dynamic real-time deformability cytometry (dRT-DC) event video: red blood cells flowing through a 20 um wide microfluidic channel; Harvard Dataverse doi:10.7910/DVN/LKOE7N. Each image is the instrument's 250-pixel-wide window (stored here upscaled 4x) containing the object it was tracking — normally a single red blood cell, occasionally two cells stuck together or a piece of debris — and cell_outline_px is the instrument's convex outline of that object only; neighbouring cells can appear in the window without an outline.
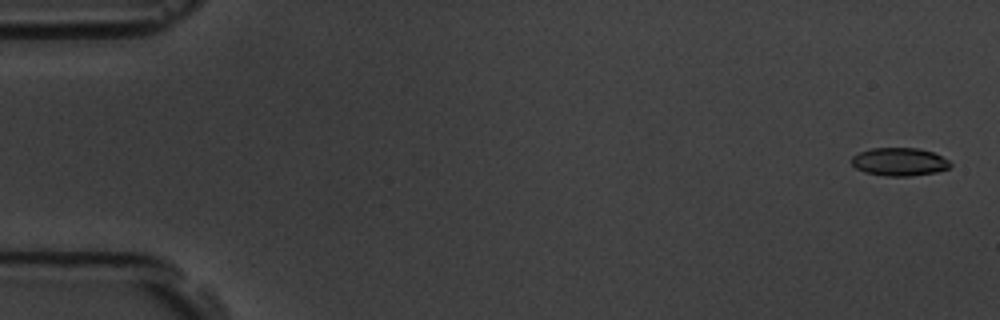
{"species": "common noctule bat (a hibernating species)", "species_latin": "Nyctalus noctula", "temperature_condition": "room temperature", "stored_images_in_passage": 5, "camera_frame_rate_fps": 3000, "um_per_image_px": 0.085, "animal": {"sex": "male", "body_mass_g": 19.5, "forearm_length_mm": 54.6}, "frame": {"image": 1, "passage_image": 1, "time_ms": 0.0, "image_size_px": [1000, 320], "cell_outline_px": [[952, 164], [948, 168], [936, 172], [908, 176], [888, 176], [864, 172], [856, 168], [852, 164], [852, 156], [860, 152], [872, 148], [920, 148], [932, 152], [948, 160]], "centroid_in_image_um": [76.44, 13.75], "position_along_channel_um": 8.6, "area_um2": 16.01}}
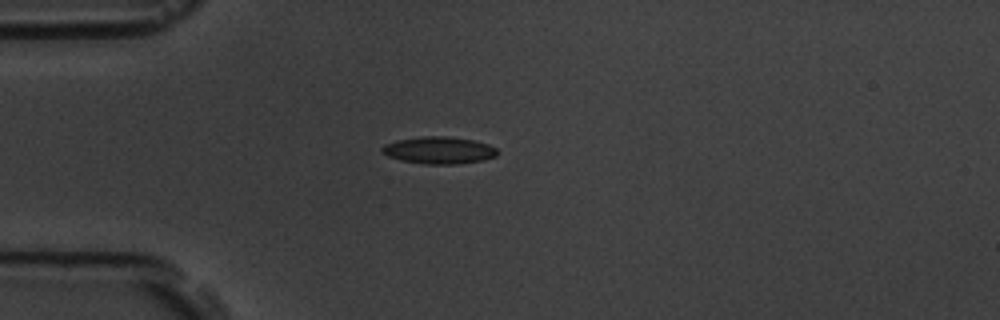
{"frame": {"image": 2, "passage_image": 5, "time_ms": 4.667, "image_size_px": [1000, 320], "cell_outline_px": [[500, 152], [496, 156], [484, 160], [460, 164], [424, 164], [400, 160], [388, 156], [380, 152], [380, 148], [384, 144], [396, 140], [424, 136], [448, 136], [472, 140], [488, 144], [496, 148]], "centroid_in_image_um": [37.3, 12.78], "position_along_channel_um": 47.7, "area_um2": 18.44}}